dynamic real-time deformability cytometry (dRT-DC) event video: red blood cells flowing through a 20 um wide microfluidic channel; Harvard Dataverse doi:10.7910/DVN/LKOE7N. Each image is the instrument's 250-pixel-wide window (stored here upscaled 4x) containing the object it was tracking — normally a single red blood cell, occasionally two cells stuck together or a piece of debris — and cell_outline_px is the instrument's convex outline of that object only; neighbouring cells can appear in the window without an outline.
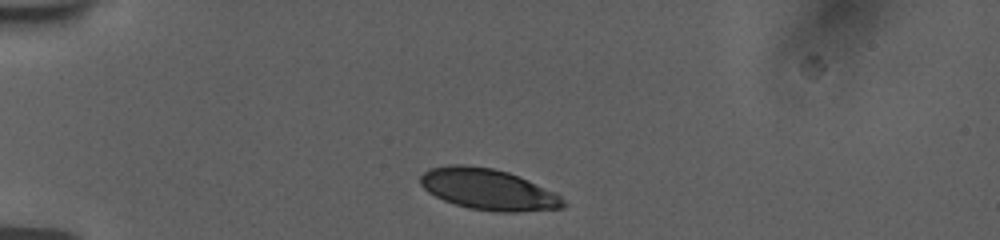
{"species": "human", "species_latin": "Homo sapiens", "temperature_condition": "room temperature", "stored_images_in_passage": 40, "camera_frame_rate_fps": 3000, "um_per_image_px": 0.085, "donor": {"sex": "female"}, "frame": {"image": 1, "passage_image": 6, "time_ms": 1.667, "image_size_px": [1000, 240], "cell_outline_px": [[568, 204], [560, 208], [516, 212], [500, 212], [468, 208], [444, 200], [428, 192], [420, 184], [420, 176], [428, 168], [448, 164], [460, 164], [492, 168], [508, 172], [528, 180], [560, 196]], "centroid_in_image_um": [41.45, 16.09], "position_along_channel_um": 43.5, "area_um2": 33.99}}
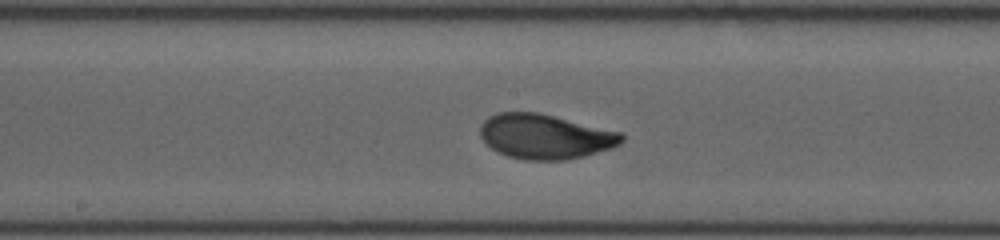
{"frame": {"image": 2, "passage_image": 22, "time_ms": 7.0, "image_size_px": [1000, 240], "cell_outline_px": [[624, 140], [620, 144], [612, 148], [584, 156], [564, 160], [524, 160], [508, 156], [492, 148], [480, 136], [480, 124], [488, 116], [496, 112], [540, 112], [624, 132]], "centroid_in_image_um": [46.37, 11.58], "position_along_channel_um": 201.8, "area_um2": 37.34}}
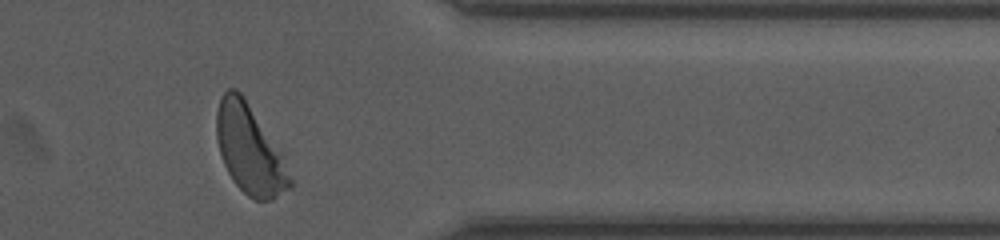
{"frame": {"image": 3, "passage_image": 38, "time_ms": 12.333, "image_size_px": [1000, 240], "cell_outline_px": [[292, 188], [272, 200], [256, 200], [248, 196], [232, 180], [224, 164], [220, 152], [216, 136], [216, 112], [220, 96], [228, 88], [236, 88], [240, 92], [284, 152], [292, 180]], "centroid_in_image_um": [21.26, 12.71], "position_along_channel_um": 390.1, "area_um2": 38.61}, "authors_computed_cell_mechanics": {"area_um2": 36.2695, "velocity_mm_per_s": 3.7309, "shape_relaxation_time_tau1_ms": 3.3738, "shape_relaxation_time_tau2_ms": null, "deformation_change_tau1": 0.1505, "deformation_change_tau2": null}}